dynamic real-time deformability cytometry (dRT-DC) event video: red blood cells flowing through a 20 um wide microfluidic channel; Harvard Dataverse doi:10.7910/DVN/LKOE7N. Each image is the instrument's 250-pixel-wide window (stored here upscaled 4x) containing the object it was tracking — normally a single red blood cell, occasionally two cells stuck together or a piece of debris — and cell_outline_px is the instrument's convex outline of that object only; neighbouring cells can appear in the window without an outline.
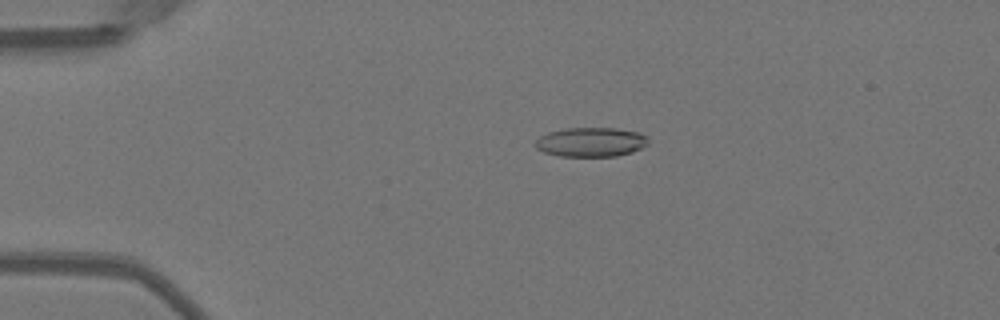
{"species": "Egyptian fruit bat (a non-hibernating species)", "species_latin": "Rousettus aegyptiacus", "temperature_condition": "warm", "stored_images_in_passage": 52, "camera_frame_rate_fps": 3000, "um_per_image_px": 0.085, "animal": {"sex": "female"}, "frame": {"image": 1, "passage_image": 12, "time_ms": 3.667, "image_size_px": [1000, 320], "cell_outline_px": [[648, 144], [632, 152], [616, 156], [560, 156], [544, 152], [536, 148], [532, 144], [540, 136], [548, 132], [564, 128], [616, 128], [640, 132], [648, 140]], "centroid_in_image_um": [50.19, 12.07], "position_along_channel_um": 34.8, "area_um2": 19.36}}
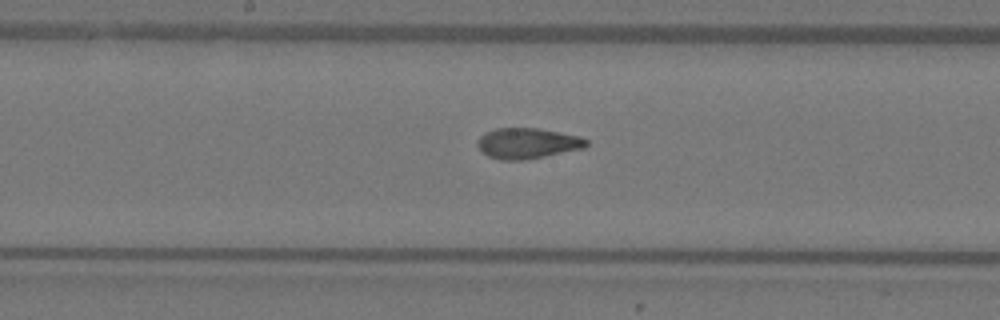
{"frame": {"image": 2, "passage_image": 28, "time_ms": 9.0, "image_size_px": [1000, 320], "cell_outline_px": [[588, 144], [584, 148], [524, 160], [500, 160], [488, 156], [476, 144], [476, 140], [484, 132], [496, 128], [540, 128], [580, 136], [588, 140]], "centroid_in_image_um": [44.82, 12.17], "position_along_channel_um": 203.4, "area_um2": 19.48}}
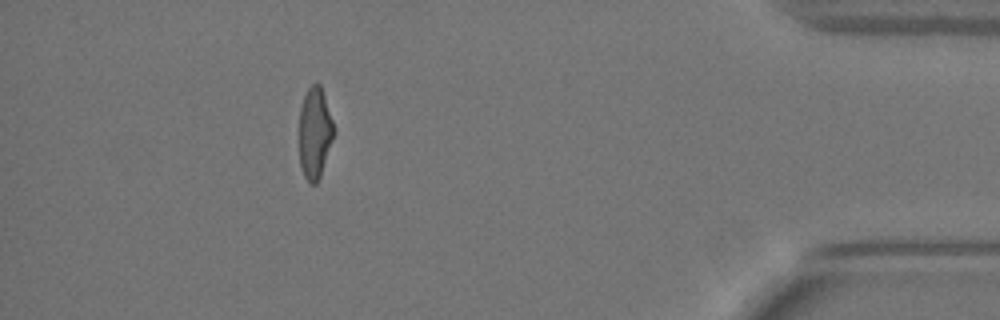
{"frame": {"image": 3, "passage_image": 47, "time_ms": 15.333, "image_size_px": [1000, 320], "cell_outline_px": [[332, 140], [320, 176], [316, 184], [312, 184], [304, 176], [300, 164], [300, 108], [304, 96], [308, 88], [312, 84], [320, 84], [332, 120]], "centroid_in_image_um": [26.73, 11.3], "position_along_channel_um": 408.5, "area_um2": 17.74}, "authors_computed_cell_mechanics": {"area_um2": 19.5364, "velocity_mm_per_s": 4.0216, "shape_relaxation_time_tau1_ms": 9.4294, "shape_relaxation_time_tau2_ms": 1.3301, "deformation_change_tau1": 0.2802, "deformation_change_tau2": 0.0915}}